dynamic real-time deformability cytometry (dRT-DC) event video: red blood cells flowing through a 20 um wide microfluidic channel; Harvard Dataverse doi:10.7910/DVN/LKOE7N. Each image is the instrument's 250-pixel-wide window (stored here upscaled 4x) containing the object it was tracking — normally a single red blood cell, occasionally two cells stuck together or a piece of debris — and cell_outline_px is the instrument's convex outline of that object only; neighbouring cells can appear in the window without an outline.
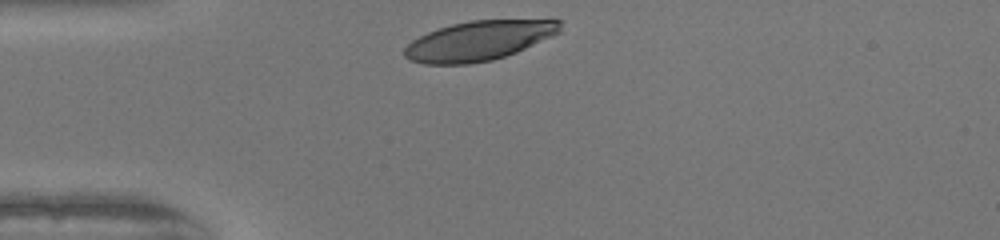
{"species": "human", "species_latin": "Homo sapiens", "temperature_condition": "warm", "stored_images_in_passage": 28, "camera_frame_rate_fps": 3000, "um_per_image_px": 0.085, "donor": {"sex": "female"}, "frame": {"image": 1, "passage_image": 1, "time_ms": 0.0, "image_size_px": [1000, 240], "cell_outline_px": [[564, 20], [560, 32], [552, 36], [516, 52], [492, 60], [468, 64], [424, 64], [412, 60], [404, 56], [404, 48], [412, 40], [428, 32], [452, 24], [472, 20]], "centroid_in_image_um": [40.71, 3.46], "position_along_channel_um": 44.3, "area_um2": 35.66}}
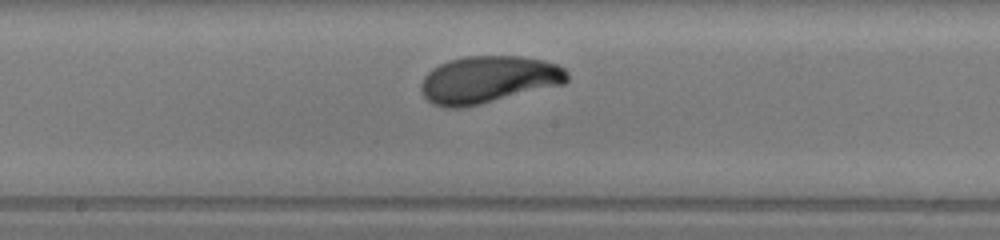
{"frame": {"image": 2, "passage_image": 15, "time_ms": 4.667, "image_size_px": [1000, 240], "cell_outline_px": [[568, 80], [564, 84], [480, 104], [460, 108], [444, 108], [432, 104], [424, 96], [420, 88], [420, 84], [424, 76], [432, 68], [448, 60], [464, 56], [520, 56], [544, 60], [556, 64], [564, 68], [568, 72]], "centroid_in_image_um": [41.49, 6.76], "position_along_channel_um": 206.7, "area_um2": 40.34}}
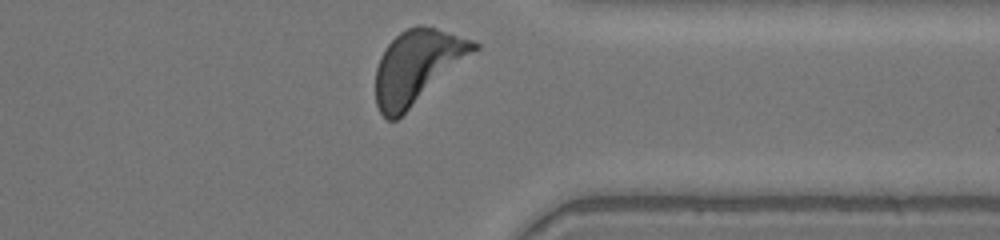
{"frame": {"image": 3, "passage_image": 28, "time_ms": 9.0, "image_size_px": [1000, 240], "cell_outline_px": [[480, 48], [396, 120], [388, 120], [380, 112], [376, 104], [376, 68], [380, 56], [388, 44], [400, 32], [416, 24], [420, 24], [436, 28], [472, 40], [480, 44]], "centroid_in_image_um": [35.46, 5.64], "position_along_channel_um": 375.9, "area_um2": 41.56}, "authors_computed_cell_mechanics": {"area_um2": 39.0439, "velocity_mm_per_s": 4.0081, "shape_relaxation_time_tau1_ms": 3.5948, "shape_relaxation_time_tau2_ms": null, "deformation_change_tau1": 0.2003, "deformation_change_tau2": null}}